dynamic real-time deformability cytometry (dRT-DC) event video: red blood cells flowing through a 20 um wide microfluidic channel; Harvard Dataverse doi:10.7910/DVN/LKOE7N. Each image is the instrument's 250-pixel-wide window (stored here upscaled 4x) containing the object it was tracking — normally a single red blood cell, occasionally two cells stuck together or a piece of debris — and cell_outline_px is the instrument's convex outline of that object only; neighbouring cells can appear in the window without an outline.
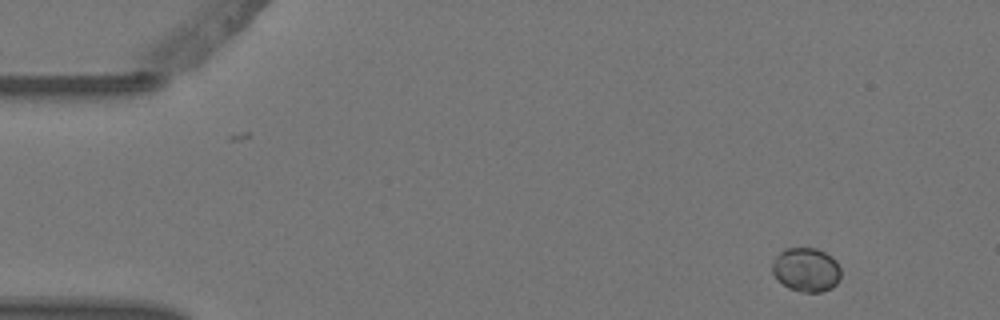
{"species": "Egyptian fruit bat (a non-hibernating species)", "species_latin": "Rousettus aegyptiacus", "temperature_condition": "warm", "stored_images_in_passage": 4, "camera_frame_rate_fps": 3000, "um_per_image_px": 0.085, "animal": {"sex": "female"}, "frame": {"image": 1, "passage_image": 1, "time_ms": 0.0, "image_size_px": [1000, 320], "cell_outline_px": [[840, 276], [836, 284], [832, 288], [820, 292], [800, 292], [788, 288], [772, 272], [772, 264], [776, 256], [784, 248], [816, 248], [832, 256], [836, 260], [840, 268]], "centroid_in_image_um": [68.54, 22.92], "position_along_channel_um": 16.5, "area_um2": 17.57}}
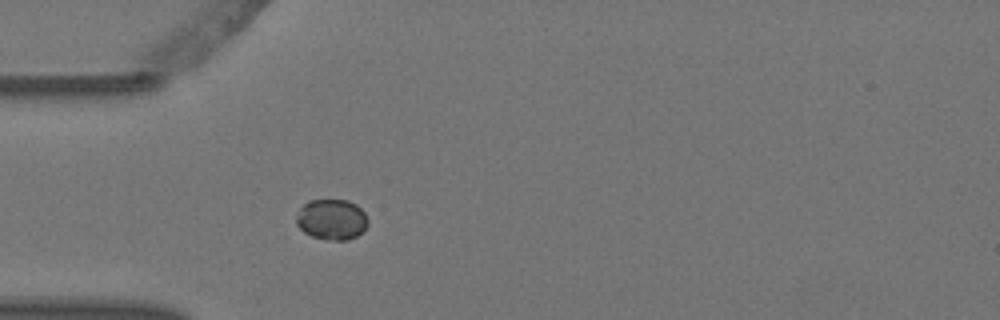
{"frame": {"image": 2, "passage_image": 4, "time_ms": 1.0, "image_size_px": [1000, 320], "cell_outline_px": [[368, 224], [356, 236], [348, 240], [328, 240], [312, 236], [304, 232], [296, 224], [296, 216], [300, 208], [308, 200], [348, 200], [356, 204], [364, 212], [368, 220]], "centroid_in_image_um": [28.18, 18.65], "position_along_channel_um": 56.8, "area_um2": 16.94}}